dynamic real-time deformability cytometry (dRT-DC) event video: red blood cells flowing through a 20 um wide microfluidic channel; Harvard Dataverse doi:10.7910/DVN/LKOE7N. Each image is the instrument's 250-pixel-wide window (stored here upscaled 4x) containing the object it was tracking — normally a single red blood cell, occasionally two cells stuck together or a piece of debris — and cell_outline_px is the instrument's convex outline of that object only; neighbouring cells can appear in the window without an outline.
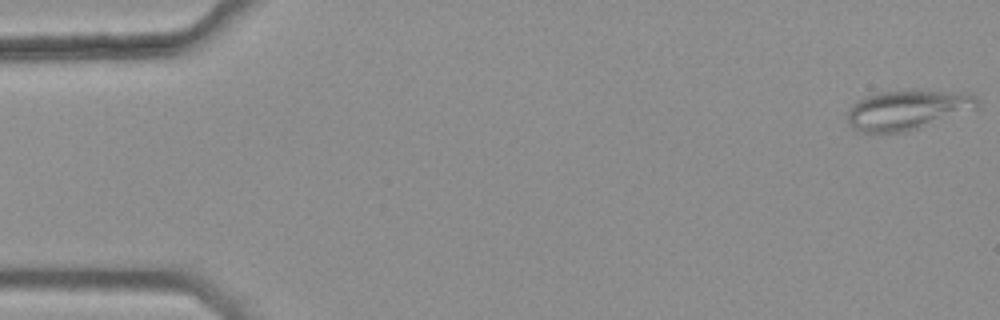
{"species": "common noctule bat (a hibernating species)", "species_latin": "Nyctalus noctula", "temperature_condition": "warm", "stored_images_in_passage": 46, "camera_frame_rate_fps": 3000, "um_per_image_px": 0.085, "animal": {"sex": "female", "body_mass_g": 25.1}, "frame": {"image": 1, "passage_image": 1, "time_ms": 0.0, "image_size_px": [1000, 320], "cell_outline_px": [[980, 108], [920, 128], [904, 132], [860, 132], [852, 128], [848, 120], [848, 112], [852, 104], [868, 96], [880, 92], [904, 88], [916, 88], [964, 92], [976, 96], [980, 100]], "centroid_in_image_um": [77.23, 9.29], "position_along_channel_um": 7.8, "area_um2": 30.98}}
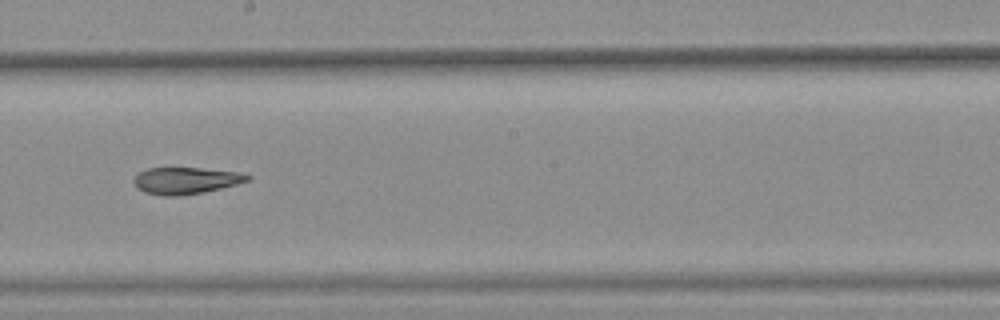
{"frame": {"image": 2, "passage_image": 30, "time_ms": 9.667, "image_size_px": [1000, 320], "cell_outline_px": [[252, 176], [248, 180], [236, 184], [204, 192], [176, 196], [160, 196], [144, 192], [136, 188], [132, 180], [140, 172], [148, 168], [200, 168], [240, 172]], "centroid_in_image_um": [15.76, 15.35], "position_along_channel_um": 232.4, "area_um2": 17.69}}
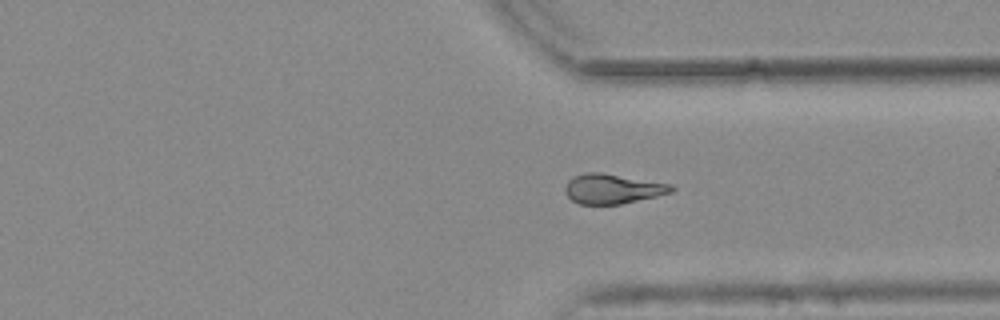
{"frame": {"image": 3, "passage_image": 40, "time_ms": 13.0, "image_size_px": [1000, 320], "cell_outline_px": [[676, 188], [672, 192], [656, 196], [620, 204], [580, 204], [572, 200], [564, 192], [564, 188], [568, 180], [572, 176], [588, 172], [600, 172], [672, 184]], "centroid_in_image_um": [52.05, 16.04], "position_along_channel_um": 359.3, "area_um2": 18.44}, "authors_computed_cell_mechanics": {"area_um2": 18.4671, "velocity_mm_per_s": 3.7963, "shape_relaxation_time_tau1_ms": null, "shape_relaxation_time_tau2_ms": 5.4013, "deformation_change_tau1": null, "deformation_change_tau2": 0.1208}}